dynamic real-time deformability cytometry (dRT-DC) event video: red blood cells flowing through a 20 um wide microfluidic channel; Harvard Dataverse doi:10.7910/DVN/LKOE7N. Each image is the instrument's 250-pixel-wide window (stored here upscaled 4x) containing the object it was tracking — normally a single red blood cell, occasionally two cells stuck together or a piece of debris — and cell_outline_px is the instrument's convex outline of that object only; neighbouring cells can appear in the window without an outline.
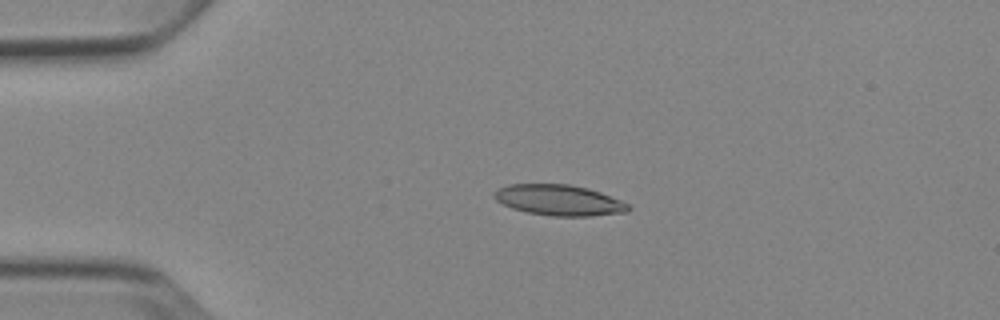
{"species": "Egyptian fruit bat (a non-hibernating species)", "species_latin": "Rousettus aegyptiacus", "temperature_condition": "cold", "stored_images_in_passage": 4, "camera_frame_rate_fps": 3000, "um_per_image_px": 0.085, "animal": {"sex": "female"}, "frame": {"image": 1, "passage_image": 3, "time_ms": 2.333, "image_size_px": [1000, 320], "cell_outline_px": [[632, 208], [628, 212], [592, 216], [552, 216], [528, 212], [512, 208], [496, 200], [492, 196], [492, 192], [508, 184], [568, 184], [588, 188], [600, 192], [620, 200], [628, 204]], "centroid_in_image_um": [47.52, 17.01], "position_along_channel_um": 37.5, "area_um2": 24.04}}